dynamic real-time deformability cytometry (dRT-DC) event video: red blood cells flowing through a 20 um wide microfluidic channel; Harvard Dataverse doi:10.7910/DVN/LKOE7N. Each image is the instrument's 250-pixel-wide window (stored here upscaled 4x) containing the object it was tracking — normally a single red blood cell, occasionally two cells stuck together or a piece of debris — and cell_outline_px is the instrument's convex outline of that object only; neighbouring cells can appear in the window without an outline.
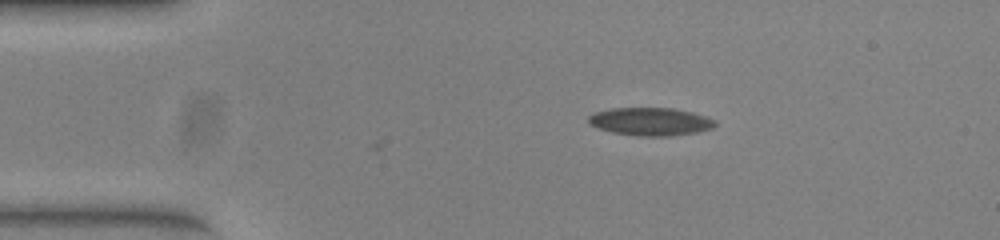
{"species": "common noctule bat (a hibernating species)", "species_latin": "Nyctalus noctula", "temperature_condition": "warm", "stored_images_in_passage": 2, "camera_frame_rate_fps": 3000, "um_per_image_px": 0.085, "animal": {"sex": "female", "body_mass_g": 23.0, "forearm_length_mm": 53.4}, "frame": {"image": 1, "passage_image": 2, "time_ms": 0.333, "image_size_px": [1000, 240], "cell_outline_px": [[716, 124], [712, 128], [696, 132], [668, 136], [640, 136], [612, 132], [596, 128], [588, 124], [588, 116], [592, 112], [612, 108], [672, 108], [692, 112], [716, 120]], "centroid_in_image_um": [55.23, 10.33], "position_along_channel_um": 29.8, "area_um2": 20.69}}